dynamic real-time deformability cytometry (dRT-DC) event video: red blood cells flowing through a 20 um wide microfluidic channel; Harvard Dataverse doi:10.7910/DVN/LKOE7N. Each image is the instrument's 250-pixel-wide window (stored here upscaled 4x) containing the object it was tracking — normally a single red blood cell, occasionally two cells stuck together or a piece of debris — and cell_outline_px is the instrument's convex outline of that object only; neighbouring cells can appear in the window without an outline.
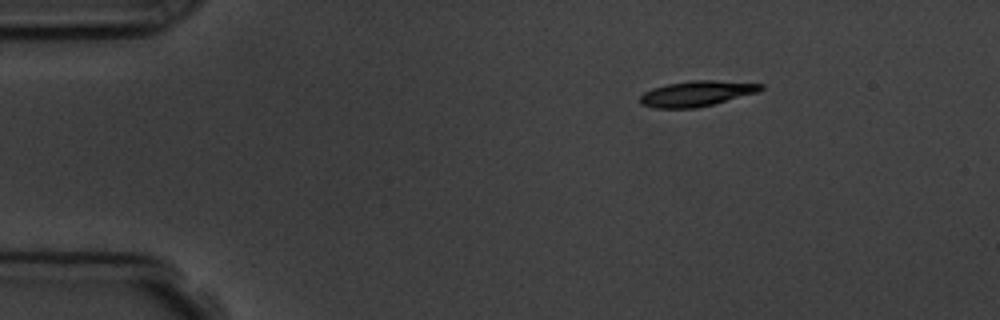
{"species": "common noctule bat (a hibernating species)", "species_latin": "Nyctalus noctula", "temperature_condition": "room temperature", "stored_images_in_passage": 3, "camera_frame_rate_fps": 3000, "um_per_image_px": 0.085, "animal": {"sex": "male", "body_mass_g": 19.5, "forearm_length_mm": 54.6}, "frame": {"image": 1, "passage_image": 1, "time_ms": 0.0, "image_size_px": [1000, 320], "cell_outline_px": [[764, 88], [756, 92], [712, 104], [696, 108], [652, 108], [640, 104], [640, 96], [644, 92], [652, 88], [668, 84], [692, 80], [716, 80], [764, 84]], "centroid_in_image_um": [59.17, 7.95], "position_along_channel_um": 25.8, "area_um2": 17.74}}